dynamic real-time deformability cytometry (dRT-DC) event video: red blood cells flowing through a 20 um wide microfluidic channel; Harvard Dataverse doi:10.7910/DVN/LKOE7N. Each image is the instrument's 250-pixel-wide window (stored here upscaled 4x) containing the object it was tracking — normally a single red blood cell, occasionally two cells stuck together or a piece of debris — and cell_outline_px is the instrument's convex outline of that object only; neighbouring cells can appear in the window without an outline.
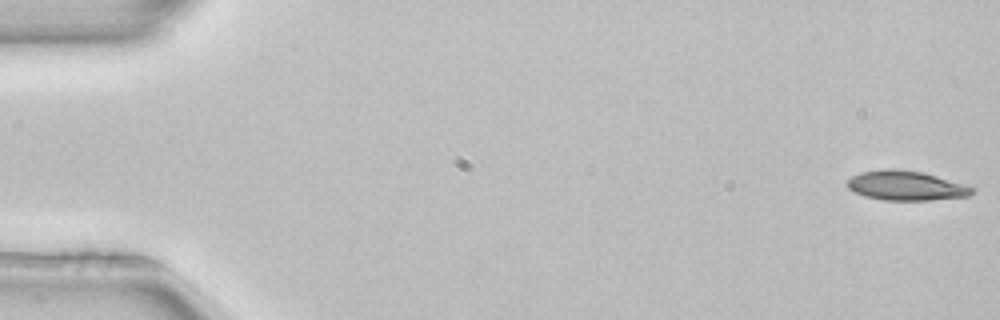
{"species": "common noctule bat (a hibernating species)", "species_latin": "Nyctalus noctula", "temperature_condition": "room temperature", "stored_images_in_passage": 52, "camera_frame_rate_fps": 3000, "um_per_image_px": 0.085, "animal": {"sex": "female", "body_mass_g": 22.7, "forearm_length_mm": 54.2}, "frame": {"image": 1, "passage_image": 1, "time_ms": 0.0, "image_size_px": [1000, 320], "cell_outline_px": [[976, 188], [968, 196], [928, 200], [884, 200], [864, 196], [848, 188], [848, 180], [852, 176], [860, 172], [884, 168], [896, 168], [924, 172]], "centroid_in_image_um": [76.99, 15.76], "position_along_channel_um": 8.0, "area_um2": 21.44}}
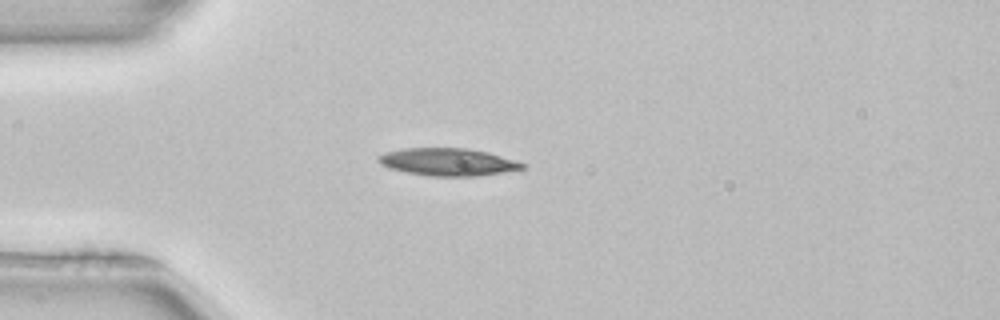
{"frame": {"image": 2, "passage_image": 14, "time_ms": 4.333, "image_size_px": [1000, 320], "cell_outline_px": [[524, 168], [476, 176], [428, 176], [388, 168], [380, 164], [376, 160], [376, 156], [388, 152], [404, 148], [468, 148], [488, 152], [516, 160], [524, 164]], "centroid_in_image_um": [38.02, 13.76], "position_along_channel_um": 47.0, "area_um2": 22.95}}
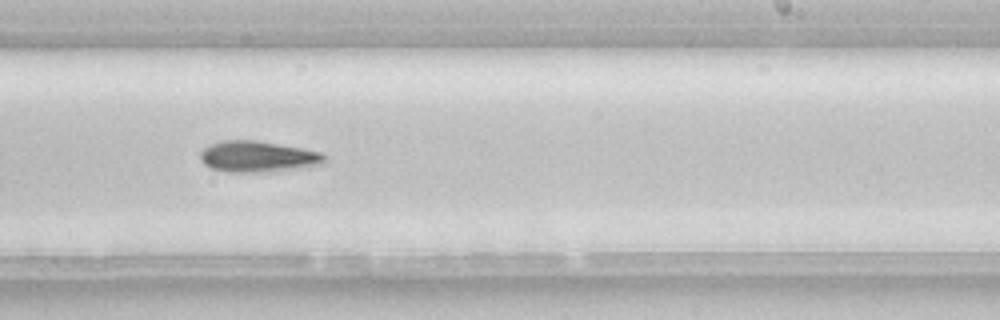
{"frame": {"image": 3, "passage_image": 32, "time_ms": 10.333, "image_size_px": [1000, 320], "cell_outline_px": [[328, 156], [324, 164], [308, 168], [260, 172], [228, 172], [212, 168], [204, 164], [200, 160], [200, 152], [208, 144], [220, 140], [256, 140], [300, 148], [320, 152]], "centroid_in_image_um": [21.94, 13.31], "position_along_channel_um": 267.1, "area_um2": 22.83}, "authors_computed_cell_mechanics": {"area_um2": 21.8773, "velocity_mm_per_s": 3.958, "shape_relaxation_time_tau1_ms": 6.4244, "shape_relaxation_time_tau2_ms": null, "deformation_change_tau1": 0.1556, "deformation_change_tau2": null}}